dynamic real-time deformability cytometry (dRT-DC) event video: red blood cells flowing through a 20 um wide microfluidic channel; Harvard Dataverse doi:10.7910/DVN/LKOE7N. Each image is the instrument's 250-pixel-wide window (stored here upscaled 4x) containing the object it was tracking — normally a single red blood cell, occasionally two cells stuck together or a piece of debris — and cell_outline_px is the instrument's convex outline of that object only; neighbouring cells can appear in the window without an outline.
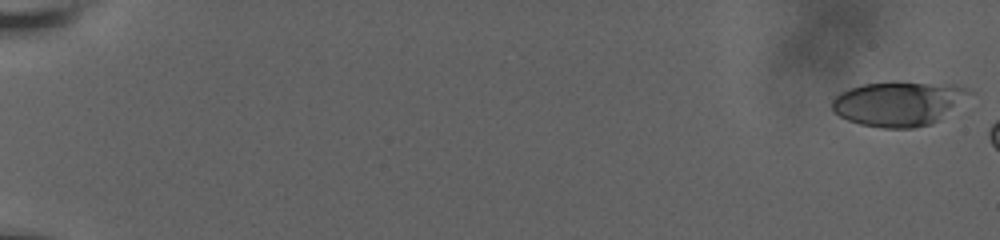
{"species": "human", "species_latin": "Homo sapiens", "temperature_condition": "room temperature", "stored_images_in_passage": 12, "camera_frame_rate_fps": 3000, "um_per_image_px": 0.085, "donor": {"sex": "male"}, "frame": {"image": 1, "passage_image": 1, "time_ms": 0.0, "image_size_px": [1000, 240], "cell_outline_px": [[976, 92], [932, 124], [912, 128], [880, 128], [860, 124], [848, 120], [840, 116], [832, 108], [832, 100], [840, 92], [864, 84], [892, 80], [956, 84], [968, 88]], "centroid_in_image_um": [76.43, 8.77], "position_along_channel_um": 8.6, "area_um2": 36.24}}